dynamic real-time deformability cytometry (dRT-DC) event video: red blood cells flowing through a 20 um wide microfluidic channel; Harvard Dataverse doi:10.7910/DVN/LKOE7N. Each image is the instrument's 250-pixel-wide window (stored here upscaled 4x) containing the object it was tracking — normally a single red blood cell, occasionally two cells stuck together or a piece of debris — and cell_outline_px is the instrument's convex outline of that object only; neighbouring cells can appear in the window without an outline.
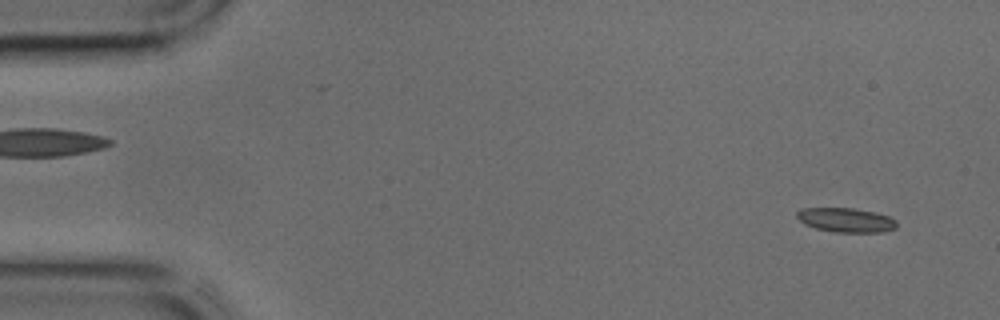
{"species": "common noctule bat (a hibernating species)", "species_latin": "Nyctalus noctula", "temperature_condition": "cold", "stored_images_in_passage": 44, "camera_frame_rate_fps": 3000, "um_per_image_px": 0.085, "animal": {"sex": "male", "body_mass_g": 17.9, "forearm_length_mm": 54.2}, "frame": {"image": 1, "passage_image": 3, "time_ms": 0.667, "image_size_px": [1000, 320], "cell_outline_px": [[896, 228], [884, 232], [836, 232], [816, 228], [804, 224], [796, 216], [796, 212], [804, 208], [852, 208], [876, 212], [888, 216], [896, 220]], "centroid_in_image_um": [71.92, 18.7], "position_along_channel_um": 13.1, "area_um2": 14.1}}
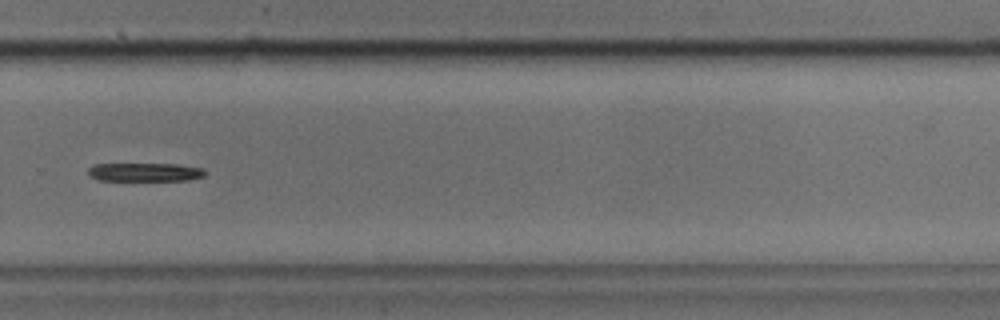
{"frame": {"image": 2, "passage_image": 30, "time_ms": 9.667, "image_size_px": [1000, 320], "cell_outline_px": [[204, 176], [188, 180], [96, 180], [88, 176], [88, 168], [92, 164], [176, 164], [204, 168]], "centroid_in_image_um": [12.26, 14.63], "position_along_channel_um": 317.5, "area_um2": 12.6}}
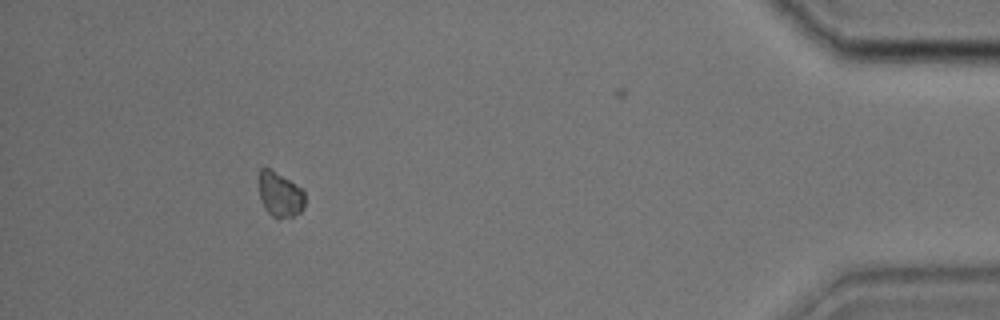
{"frame": {"image": 3, "passage_image": 40, "time_ms": 13.0, "image_size_px": [1000, 320], "cell_outline_px": [[304, 204], [300, 212], [292, 216], [280, 220], [276, 220], [264, 208], [260, 200], [260, 168], [272, 168], [300, 188], [304, 192]], "centroid_in_image_um": [23.78, 16.56], "position_along_channel_um": 411.4, "area_um2": 12.02}}